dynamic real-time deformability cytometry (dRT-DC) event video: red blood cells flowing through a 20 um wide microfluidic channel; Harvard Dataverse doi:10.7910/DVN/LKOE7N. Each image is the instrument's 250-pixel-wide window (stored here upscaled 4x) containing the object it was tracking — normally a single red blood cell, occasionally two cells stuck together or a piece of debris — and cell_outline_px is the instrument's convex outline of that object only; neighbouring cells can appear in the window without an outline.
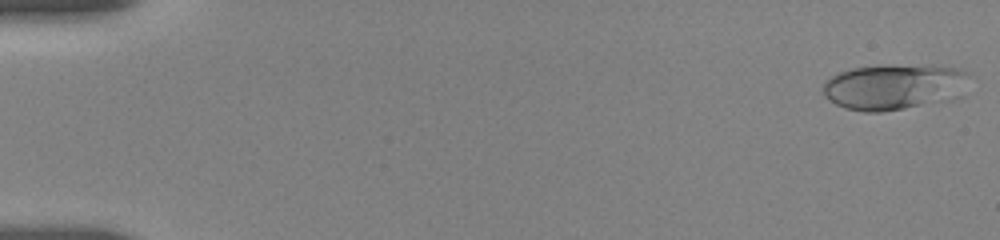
{"species": "human", "species_latin": "Homo sapiens", "temperature_condition": "room temperature", "stored_images_in_passage": 18, "camera_frame_rate_fps": 3000, "um_per_image_px": 0.085, "donor": {"sex": "female"}, "frame": {"image": 1, "passage_image": 1, "time_ms": 0.0, "image_size_px": [1000, 240], "cell_outline_px": [[972, 72], [924, 100], [916, 104], [904, 108], [880, 112], [864, 112], [844, 108], [836, 104], [824, 96], [824, 84], [832, 76], [840, 72], [852, 68], [888, 64], [932, 64], [960, 68]], "centroid_in_image_um": [75.58, 7.29], "position_along_channel_um": 9.4, "area_um2": 35.72}}
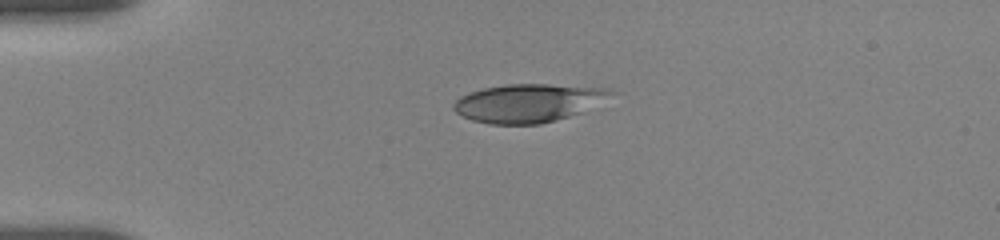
{"frame": {"image": 2, "passage_image": 11, "time_ms": 4.0, "image_size_px": [1000, 240], "cell_outline_px": [[616, 92], [580, 112], [556, 120], [540, 124], [488, 124], [472, 120], [456, 112], [452, 108], [452, 104], [460, 96], [484, 88], [508, 84], [548, 84], [612, 88]], "centroid_in_image_um": [44.86, 8.75], "position_along_channel_um": 40.1, "area_um2": 34.74}}